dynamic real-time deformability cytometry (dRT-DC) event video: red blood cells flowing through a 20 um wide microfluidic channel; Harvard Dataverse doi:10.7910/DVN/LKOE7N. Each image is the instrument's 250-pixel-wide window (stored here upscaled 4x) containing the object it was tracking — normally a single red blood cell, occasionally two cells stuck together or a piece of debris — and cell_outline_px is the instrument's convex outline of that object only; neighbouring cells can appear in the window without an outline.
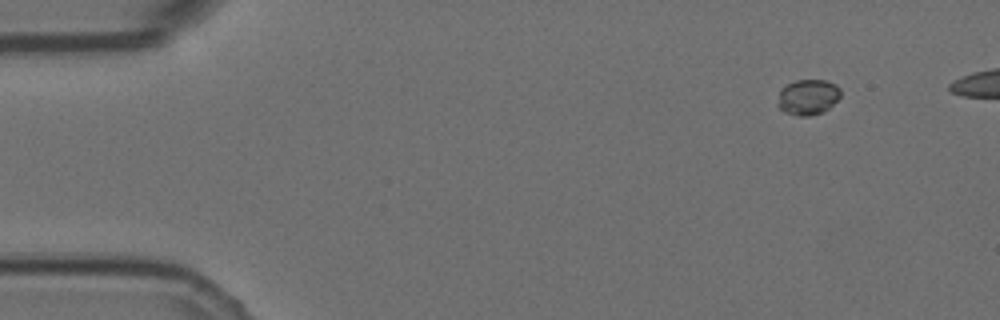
{"species": "Egyptian fruit bat (a non-hibernating species)", "species_latin": "Rousettus aegyptiacus", "temperature_condition": "room temperature", "stored_images_in_passage": 2, "camera_frame_rate_fps": 3000, "um_per_image_px": 0.085, "animal": {"sex": "female"}, "frame": {"image": 1, "passage_image": 1, "time_ms": 0.0, "image_size_px": [1000, 320], "cell_outline_px": [[840, 96], [824, 112], [808, 116], [796, 116], [784, 112], [776, 104], [780, 88], [796, 80], [828, 80], [836, 84], [840, 88]], "centroid_in_image_um": [68.65, 8.25], "position_along_channel_um": 16.4, "area_um2": 13.18}}